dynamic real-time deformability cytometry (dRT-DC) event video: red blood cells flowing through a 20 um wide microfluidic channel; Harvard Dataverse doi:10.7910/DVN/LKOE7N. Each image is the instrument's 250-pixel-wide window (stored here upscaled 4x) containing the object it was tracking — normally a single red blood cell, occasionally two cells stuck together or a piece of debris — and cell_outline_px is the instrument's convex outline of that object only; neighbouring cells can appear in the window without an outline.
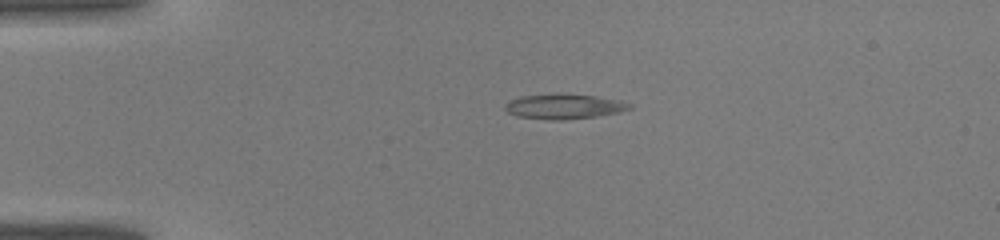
{"species": "common noctule bat (a hibernating species)", "species_latin": "Nyctalus noctula", "temperature_condition": "warm", "stored_images_in_passage": 33, "camera_frame_rate_fps": 3000, "um_per_image_px": 0.085, "animal": {"sex": "male", "body_mass_g": 19.0, "forearm_length_mm": 50.8}, "frame": {"image": 1, "passage_image": 1, "time_ms": 0.0, "image_size_px": [1000, 240], "cell_outline_px": [[632, 108], [620, 112], [596, 116], [560, 120], [548, 120], [516, 116], [508, 112], [504, 108], [512, 100], [520, 96], [556, 92], [564, 92], [596, 96], [620, 100], [632, 104]], "centroid_in_image_um": [47.97, 9.02], "position_along_channel_um": 37.0, "area_um2": 18.44}}
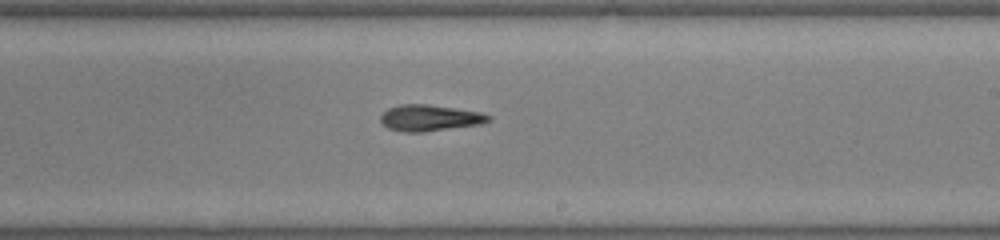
{"frame": {"image": 2, "passage_image": 17, "time_ms": 5.333, "image_size_px": [1000, 240], "cell_outline_px": [[492, 120], [480, 124], [424, 132], [404, 132], [388, 128], [380, 120], [380, 116], [388, 108], [400, 104], [428, 104], [480, 112], [492, 116]], "centroid_in_image_um": [36.53, 10.02], "position_along_channel_um": 252.5, "area_um2": 16.47}}
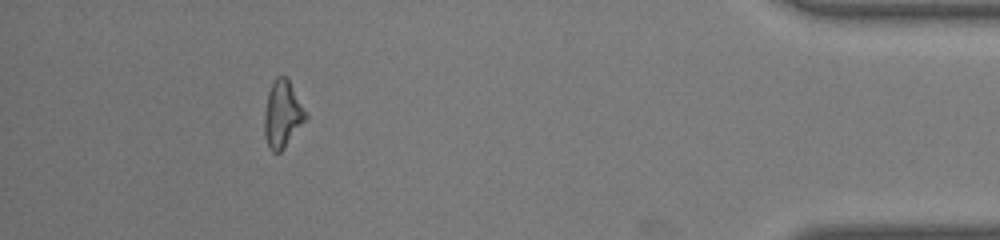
{"frame": {"image": 3, "passage_image": 30, "time_ms": 9.667, "image_size_px": [1000, 240], "cell_outline_px": [[308, 116], [284, 148], [280, 152], [272, 152], [268, 148], [264, 136], [264, 112], [268, 92], [276, 76], [288, 76]], "centroid_in_image_um": [23.99, 9.7], "position_along_channel_um": 411.2, "area_um2": 16.18}}